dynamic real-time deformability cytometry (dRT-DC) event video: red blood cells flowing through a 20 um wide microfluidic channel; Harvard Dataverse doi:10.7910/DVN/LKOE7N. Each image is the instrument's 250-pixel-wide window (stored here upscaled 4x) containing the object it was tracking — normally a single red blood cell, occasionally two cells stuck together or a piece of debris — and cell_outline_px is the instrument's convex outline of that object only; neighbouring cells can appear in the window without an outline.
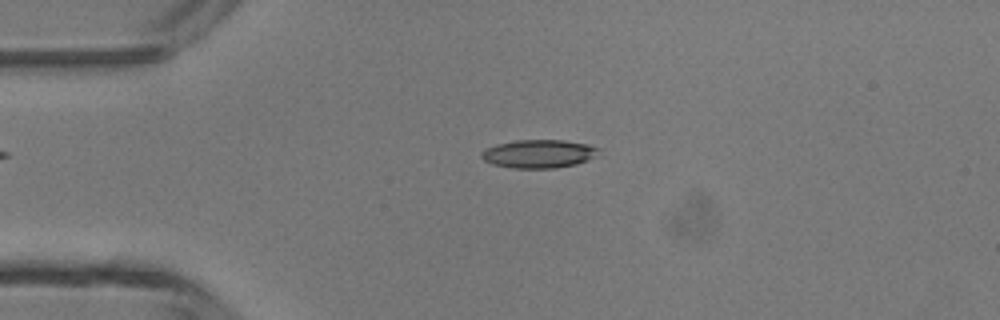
{"species": "common noctule bat (a hibernating species)", "species_latin": "Nyctalus noctula", "temperature_condition": "room temperature", "stored_images_in_passage": 39, "camera_frame_rate_fps": 3000, "um_per_image_px": 0.085, "animal": {"sex": "male", "body_mass_g": 13.3}, "frame": {"image": 1, "passage_image": 3, "time_ms": 0.667, "image_size_px": [1000, 320], "cell_outline_px": [[604, 148], [588, 160], [576, 164], [556, 168], [512, 168], [492, 164], [484, 160], [480, 156], [480, 152], [496, 144], [516, 140], [564, 140], [588, 144]], "centroid_in_image_um": [45.82, 13.07], "position_along_channel_um": 39.2, "area_um2": 19.48}}
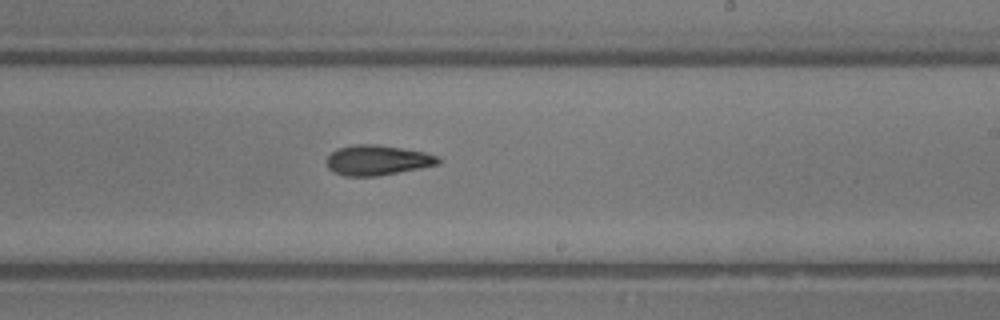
{"frame": {"image": 2, "passage_image": 20, "time_ms": 6.333, "image_size_px": [1000, 320], "cell_outline_px": [[440, 164], [420, 168], [376, 176], [344, 176], [328, 168], [328, 156], [336, 148], [356, 144], [376, 144], [424, 152], [440, 156]], "centroid_in_image_um": [32.1, 13.61], "position_along_channel_um": 256.9, "area_um2": 19.42}}
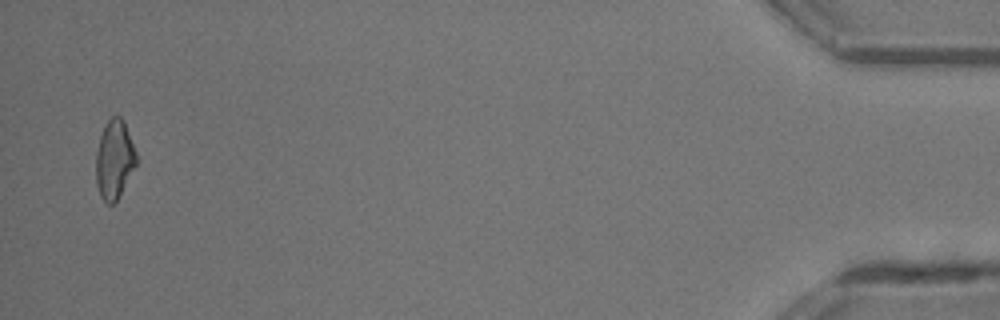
{"frame": {"image": 3, "passage_image": 38, "time_ms": 12.333, "image_size_px": [1000, 320], "cell_outline_px": [[136, 164], [116, 200], [112, 204], [108, 204], [100, 196], [96, 184], [96, 152], [100, 136], [108, 120], [112, 116], [120, 116], [124, 120], [136, 152]], "centroid_in_image_um": [9.7, 13.53], "position_along_channel_um": 425.5, "area_um2": 18.21}, "authors_computed_cell_mechanics": {"area_um2": 19.3052, "velocity_mm_per_s": 4.3566, "shape_relaxation_time_tau1_ms": 9.5049, "shape_relaxation_time_tau2_ms": 6.6194, "deformation_change_tau1": 0.2106, "deformation_change_tau2": 0.185}}